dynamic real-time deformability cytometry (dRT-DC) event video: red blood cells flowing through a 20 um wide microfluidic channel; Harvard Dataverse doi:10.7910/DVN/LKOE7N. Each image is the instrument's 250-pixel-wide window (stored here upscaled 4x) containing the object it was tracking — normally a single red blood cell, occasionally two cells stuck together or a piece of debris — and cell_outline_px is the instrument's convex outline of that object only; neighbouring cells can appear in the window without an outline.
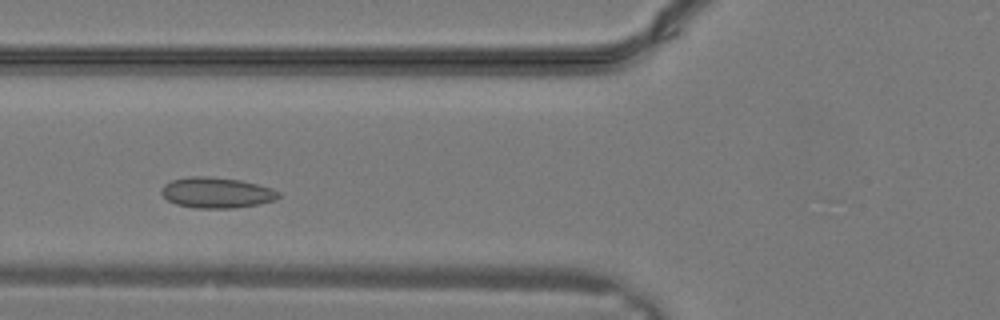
{"species": "common noctule bat (a hibernating species)", "species_latin": "Nyctalus noctula", "temperature_condition": "warm", "stored_images_in_passage": 15, "camera_frame_rate_fps": 3000, "um_per_image_px": 0.085, "animal": {"sex": "male", "body_mass_g": 19.2, "forearm_length_mm": 51.8}, "frame": {"image": 1, "passage_image": 6, "time_ms": 1.667, "image_size_px": [1000, 320], "cell_outline_px": [[280, 196], [276, 200], [236, 208], [196, 208], [176, 204], [168, 200], [160, 192], [164, 184], [172, 180], [188, 176], [208, 176], [240, 180], [272, 188], [280, 192]], "centroid_in_image_um": [18.41, 16.37], "position_along_channel_um": 107.4, "area_um2": 20.92}}
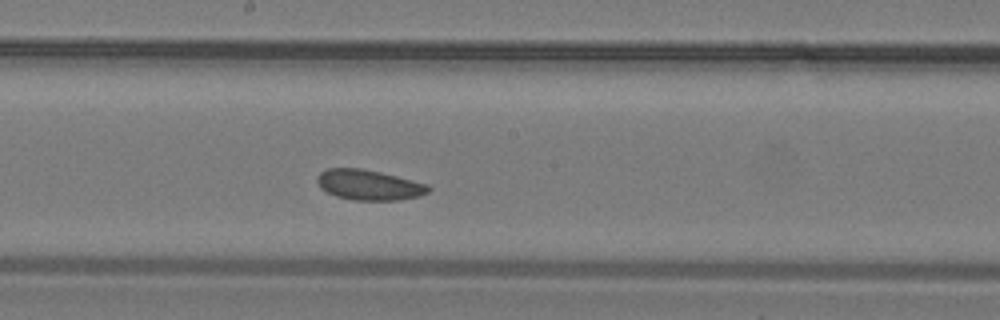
{"frame": {"image": 2, "passage_image": 11, "time_ms": 3.333, "image_size_px": [1000, 320], "cell_outline_px": [[432, 188], [428, 192], [420, 196], [400, 200], [352, 200], [336, 196], [320, 188], [316, 180], [316, 176], [320, 172], [328, 168], [360, 168], [380, 172], [428, 184]], "centroid_in_image_um": [31.35, 15.72], "position_along_channel_um": 216.8, "area_um2": 19.71}}
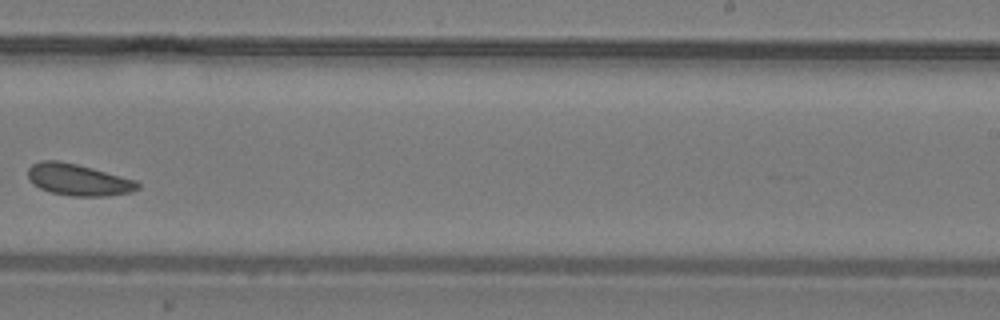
{"frame": {"image": 3, "passage_image": 14, "time_ms": 4.333, "image_size_px": [1000, 320], "cell_outline_px": [[140, 188], [132, 192], [108, 196], [72, 196], [52, 192], [40, 188], [32, 184], [28, 180], [28, 168], [32, 164], [40, 160], [60, 160], [92, 168], [136, 180], [140, 184]], "centroid_in_image_um": [6.64, 15.28], "position_along_channel_um": 282.4, "area_um2": 20.35}}